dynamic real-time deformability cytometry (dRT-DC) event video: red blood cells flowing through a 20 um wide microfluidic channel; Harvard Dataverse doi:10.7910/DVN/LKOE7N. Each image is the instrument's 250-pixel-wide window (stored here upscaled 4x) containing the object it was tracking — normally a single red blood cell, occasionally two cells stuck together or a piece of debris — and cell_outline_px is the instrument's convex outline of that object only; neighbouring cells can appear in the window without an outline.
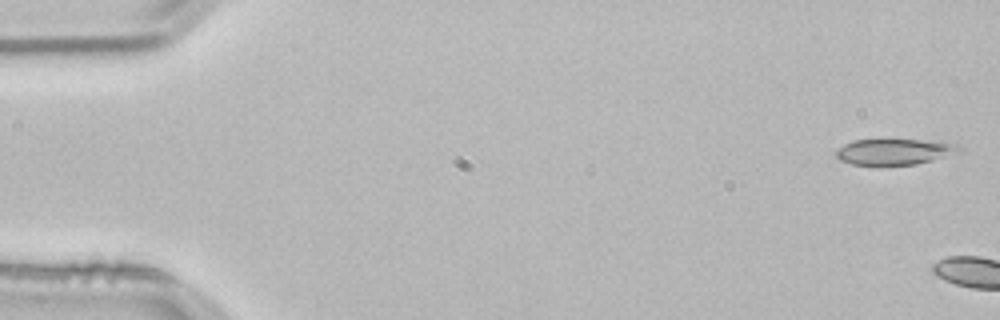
{"species": "common noctule bat (a hibernating species)", "species_latin": "Nyctalus noctula", "temperature_condition": "room temperature", "stored_images_in_passage": 4, "camera_frame_rate_fps": 3000, "um_per_image_px": 0.085, "animal": {"sex": "male", "body_mass_g": 21.5, "forearm_length_mm": 52.0}, "frame": {"image": 1, "passage_image": 1, "time_ms": 0.0, "image_size_px": [1000, 320], "cell_outline_px": [[960, 152], [932, 160], [916, 164], [880, 168], [852, 164], [840, 160], [836, 156], [836, 148], [852, 140], [920, 140], [956, 144], [960, 148]], "centroid_in_image_um": [75.93, 12.94], "position_along_channel_um": 9.1, "area_um2": 19.07}}